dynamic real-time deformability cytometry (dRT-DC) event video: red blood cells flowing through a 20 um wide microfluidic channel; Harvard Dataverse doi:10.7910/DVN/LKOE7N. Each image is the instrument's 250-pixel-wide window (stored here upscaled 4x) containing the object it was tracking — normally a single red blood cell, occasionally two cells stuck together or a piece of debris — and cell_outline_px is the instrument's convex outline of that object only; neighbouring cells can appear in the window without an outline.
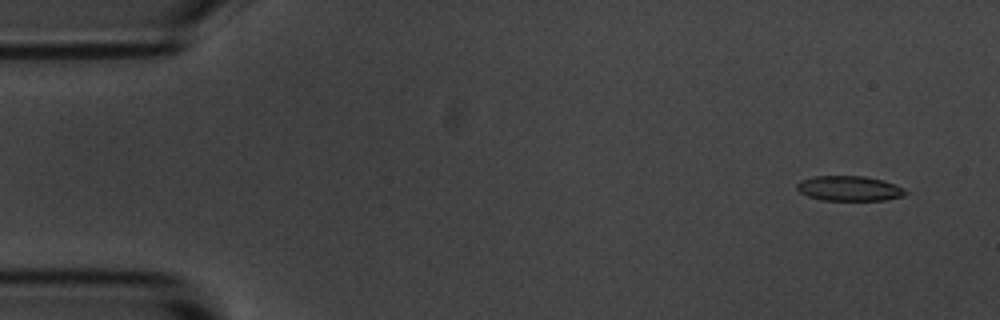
{"species": "common noctule bat (a hibernating species)", "species_latin": "Nyctalus noctula", "temperature_condition": "room temperature", "stored_images_in_passage": 6, "camera_frame_rate_fps": 3000, "um_per_image_px": 0.085, "animal": {"sex": "male", "body_mass_g": 20.1, "forearm_length_mm": 53.5}, "frame": {"image": 1, "passage_image": 2, "time_ms": 1.0, "image_size_px": [1000, 320], "cell_outline_px": [[908, 192], [904, 196], [884, 200], [820, 200], [808, 196], [800, 192], [796, 188], [796, 184], [800, 180], [812, 176], [864, 176], [884, 180], [904, 188]], "centroid_in_image_um": [72.18, 16.01], "position_along_channel_um": 12.8, "area_um2": 15.95}}